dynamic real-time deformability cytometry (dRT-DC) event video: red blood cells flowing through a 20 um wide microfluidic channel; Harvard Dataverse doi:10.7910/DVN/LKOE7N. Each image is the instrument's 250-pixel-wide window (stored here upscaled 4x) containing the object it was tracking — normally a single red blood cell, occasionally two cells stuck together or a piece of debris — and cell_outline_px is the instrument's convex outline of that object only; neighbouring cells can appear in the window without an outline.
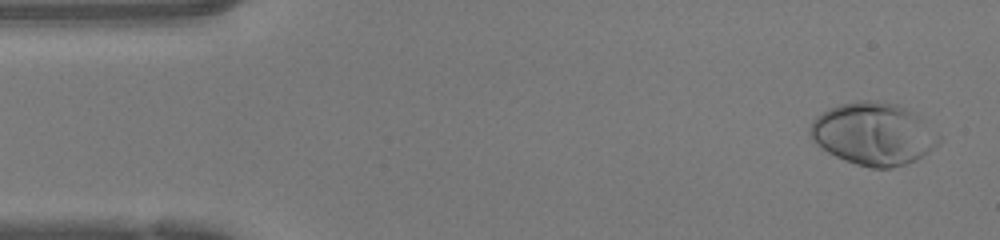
{"species": "human", "species_latin": "Homo sapiens", "temperature_condition": "warm", "stored_images_in_passage": 47, "camera_frame_rate_fps": 3000, "um_per_image_px": 0.085, "donor": {"sex": "female"}, "frame": {"image": 1, "passage_image": 2, "time_ms": 0.333, "image_size_px": [1000, 240], "cell_outline_px": [[940, 140], [928, 152], [916, 160], [892, 168], [872, 168], [856, 164], [844, 160], [828, 152], [812, 140], [808, 132], [812, 120], [816, 116], [828, 108], [840, 104], [856, 100], [876, 100], [896, 104], [920, 116], [940, 136]], "centroid_in_image_um": [74.21, 11.36], "position_along_channel_um": 10.8, "area_um2": 46.76}}
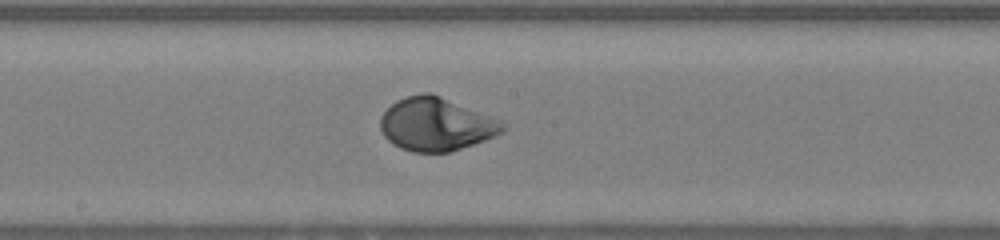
{"frame": {"image": 2, "passage_image": 24, "time_ms": 7.667, "image_size_px": [1000, 240], "cell_outline_px": [[504, 132], [496, 136], [448, 152], [412, 152], [400, 148], [392, 144], [384, 136], [380, 128], [380, 116], [396, 100], [404, 96], [420, 92], [432, 92], [500, 120], [504, 124]], "centroid_in_image_um": [37.03, 10.54], "position_along_channel_um": 211.2, "area_um2": 37.97}}
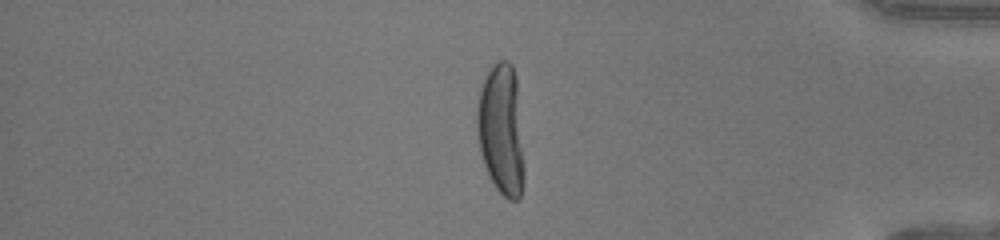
{"frame": {"image": 3, "passage_image": 39, "time_ms": 12.667, "image_size_px": [1000, 240], "cell_outline_px": [[524, 180], [520, 196], [516, 200], [508, 200], [496, 188], [488, 176], [480, 152], [476, 128], [476, 108], [480, 88], [492, 64], [500, 60], [508, 60], [512, 64], [516, 76], [524, 164]], "centroid_in_image_um": [42.6, 11.03], "position_along_channel_um": 392.6, "area_um2": 36.36}}